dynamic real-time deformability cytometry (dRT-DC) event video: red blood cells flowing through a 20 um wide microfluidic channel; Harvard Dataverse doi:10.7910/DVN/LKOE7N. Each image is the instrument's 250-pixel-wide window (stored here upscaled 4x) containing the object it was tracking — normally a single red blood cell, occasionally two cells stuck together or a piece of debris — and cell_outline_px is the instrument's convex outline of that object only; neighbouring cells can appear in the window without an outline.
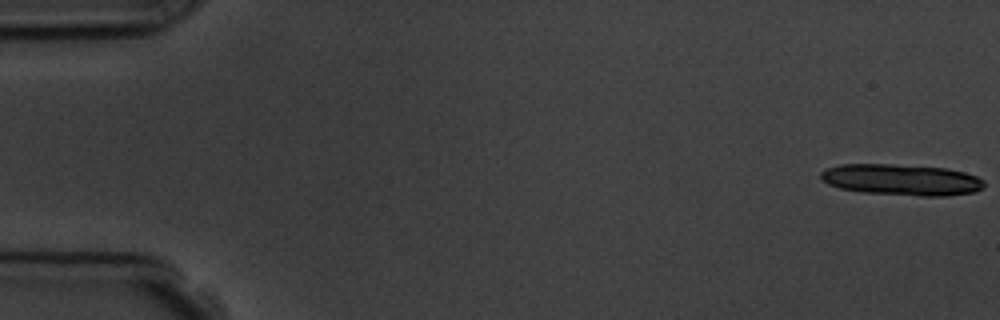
{"species": "common noctule bat (a hibernating species)", "species_latin": "Nyctalus noctula", "temperature_condition": "room temperature", "stored_images_in_passage": 5, "camera_frame_rate_fps": 3000, "um_per_image_px": 0.085, "animal": {"sex": "male", "body_mass_g": 19.5, "forearm_length_mm": 54.6}, "frame": {"image": 1, "passage_image": 1, "time_ms": 0.0, "image_size_px": [1000, 320], "cell_outline_px": [[984, 188], [976, 192], [948, 196], [920, 196], [864, 192], [840, 188], [828, 184], [820, 180], [820, 172], [828, 168], [840, 164], [892, 164], [948, 168], [964, 172], [976, 176], [984, 180]], "centroid_in_image_um": [76.66, 15.28], "position_along_channel_um": 8.3, "area_um2": 29.94}}